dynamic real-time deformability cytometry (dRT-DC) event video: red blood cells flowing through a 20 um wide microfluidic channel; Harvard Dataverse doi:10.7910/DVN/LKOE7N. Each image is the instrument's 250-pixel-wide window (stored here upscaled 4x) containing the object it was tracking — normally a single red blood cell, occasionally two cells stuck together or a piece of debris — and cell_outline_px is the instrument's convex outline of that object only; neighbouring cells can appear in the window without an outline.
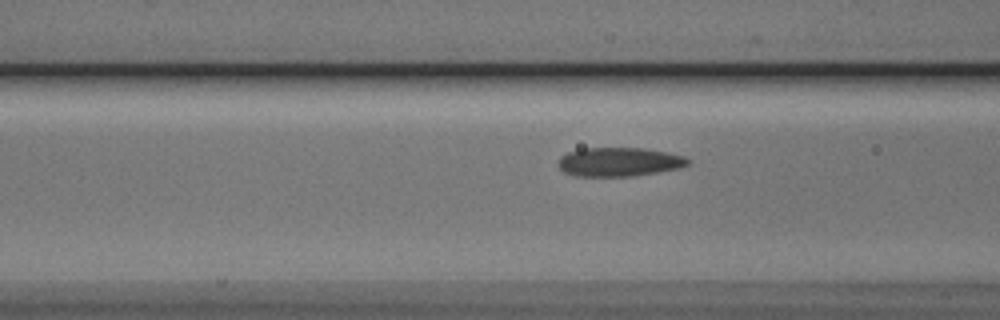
{"species": "Egyptian fruit bat (a non-hibernating species)", "species_latin": "Rousettus aegyptiacus", "temperature_condition": "cold", "stored_images_in_passage": 37, "camera_frame_rate_fps": 3000, "um_per_image_px": 0.085, "animal": {"sex": "male"}, "frame": {"image": 1, "passage_image": 9, "time_ms": 2.667, "image_size_px": [1000, 320], "cell_outline_px": [[692, 160], [688, 164], [680, 168], [632, 176], [576, 176], [564, 172], [556, 164], [556, 160], [560, 156], [568, 152], [580, 148], [644, 148], [684, 156]], "centroid_in_image_um": [52.58, 13.76], "position_along_channel_um": 114.0, "area_um2": 21.96}}
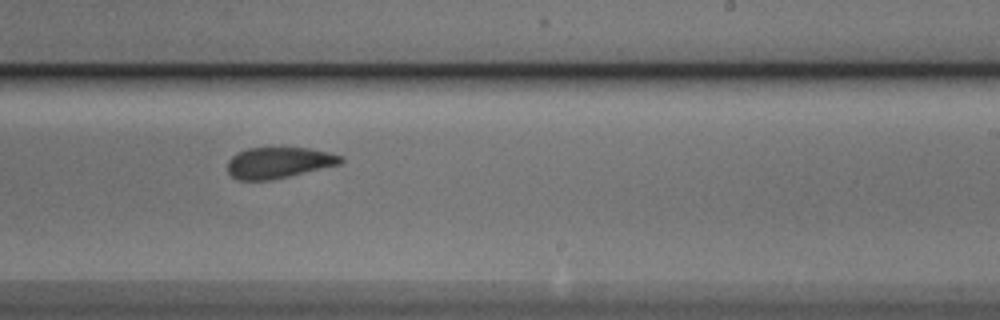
{"frame": {"image": 2, "passage_image": 21, "time_ms": 6.667, "image_size_px": [1000, 320], "cell_outline_px": [[344, 160], [340, 164], [288, 176], [268, 180], [236, 180], [228, 172], [228, 160], [236, 152], [248, 148], [308, 148], [328, 152], [344, 156]], "centroid_in_image_um": [23.68, 13.82], "position_along_channel_um": 265.3, "area_um2": 20.4}}
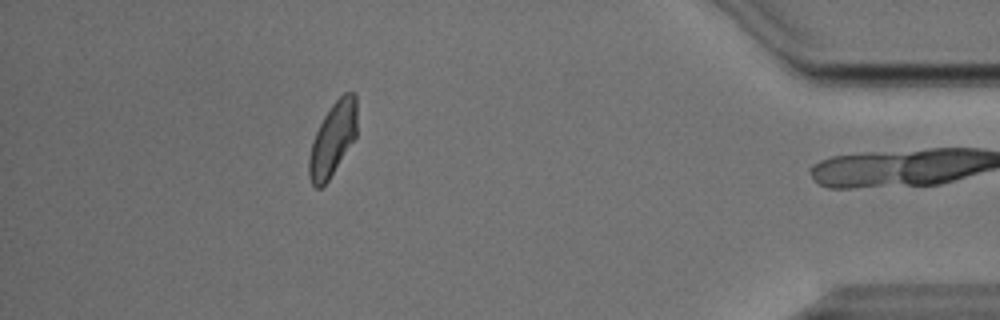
{"frame": {"image": 3, "passage_image": 36, "time_ms": 11.667, "image_size_px": [1000, 320], "cell_outline_px": [[356, 136], [328, 180], [320, 188], [316, 188], [312, 184], [308, 176], [308, 160], [312, 140], [324, 116], [332, 104], [344, 92], [352, 92], [356, 96]], "centroid_in_image_um": [28.26, 11.82], "position_along_channel_um": 406.9, "area_um2": 20.29}, "authors_computed_cell_mechanics": {"area_um2": 21.6172, "velocity_mm_per_s": 3.7887, "shape_relaxation_time_tau1_ms": 4.6155, "shape_relaxation_time_tau2_ms": 2.0376, "deformation_change_tau1": 0.1092, "deformation_change_tau2": 0.0822}}